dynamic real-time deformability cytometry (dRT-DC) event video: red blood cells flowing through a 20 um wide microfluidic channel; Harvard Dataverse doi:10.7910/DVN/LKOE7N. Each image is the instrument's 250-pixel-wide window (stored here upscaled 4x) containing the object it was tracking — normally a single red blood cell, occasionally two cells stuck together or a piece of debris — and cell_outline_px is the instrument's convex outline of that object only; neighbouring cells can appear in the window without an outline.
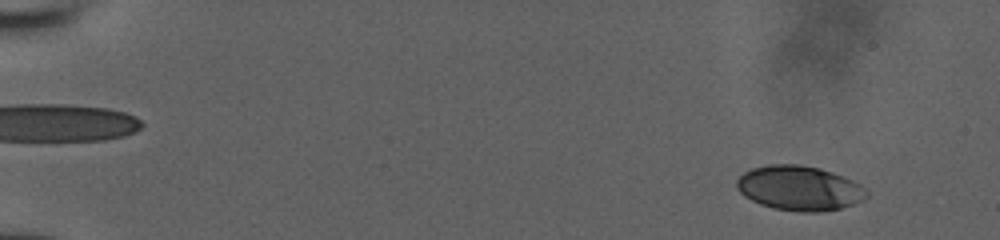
{"species": "human", "species_latin": "Homo sapiens", "temperature_condition": "room temperature", "stored_images_in_passage": 9, "camera_frame_rate_fps": 3000, "um_per_image_px": 0.085, "donor": {"sex": "male"}, "frame": {"image": 1, "passage_image": 2, "time_ms": 1.0, "image_size_px": [1000, 240], "cell_outline_px": [[868, 196], [852, 204], [840, 208], [820, 212], [800, 212], [772, 208], [760, 204], [744, 196], [736, 188], [736, 180], [744, 172], [752, 168], [768, 164], [800, 164], [820, 168], [832, 172], [852, 180], [860, 184], [868, 192]], "centroid_in_image_um": [67.92, 15.99], "position_along_channel_um": 17.1, "area_um2": 33.87}}
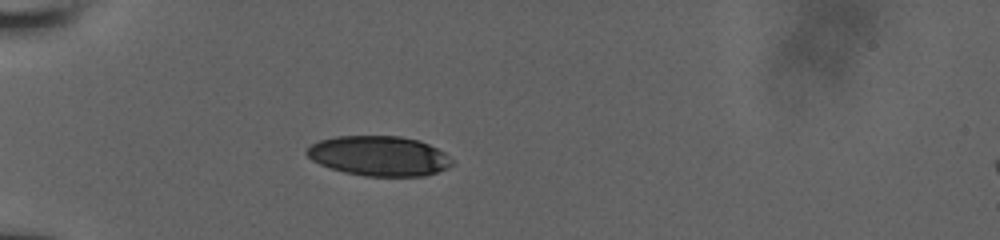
{"frame": {"image": 2, "passage_image": 7, "time_ms": 5.333, "image_size_px": [1000, 240], "cell_outline_px": [[452, 164], [448, 168], [424, 176], [364, 176], [344, 172], [320, 164], [312, 160], [304, 152], [312, 144], [320, 140], [336, 136], [400, 136], [416, 140], [428, 144], [444, 152], [452, 160]], "centroid_in_image_um": [32.21, 13.25], "position_along_channel_um": 52.8, "area_um2": 33.58}}
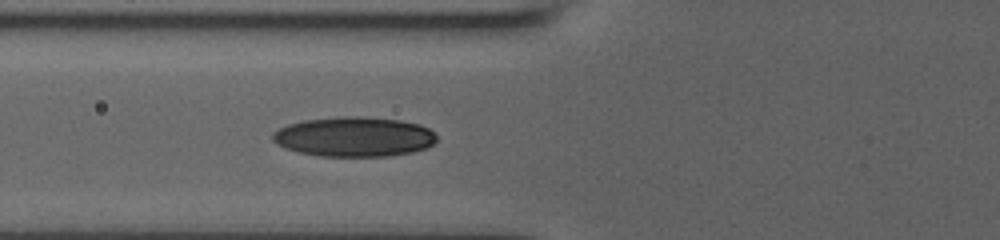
{"frame": {"image": 3, "passage_image": 9, "time_ms": 7.0, "image_size_px": [1000, 240], "cell_outline_px": [[436, 140], [432, 144], [424, 148], [412, 152], [388, 156], [320, 156], [296, 152], [284, 148], [276, 144], [272, 140], [272, 132], [288, 124], [304, 120], [344, 116], [360, 116], [400, 120], [420, 124], [428, 128], [436, 136]], "centroid_in_image_um": [30.06, 11.62], "position_along_channel_um": 95.7, "area_um2": 38.09}}